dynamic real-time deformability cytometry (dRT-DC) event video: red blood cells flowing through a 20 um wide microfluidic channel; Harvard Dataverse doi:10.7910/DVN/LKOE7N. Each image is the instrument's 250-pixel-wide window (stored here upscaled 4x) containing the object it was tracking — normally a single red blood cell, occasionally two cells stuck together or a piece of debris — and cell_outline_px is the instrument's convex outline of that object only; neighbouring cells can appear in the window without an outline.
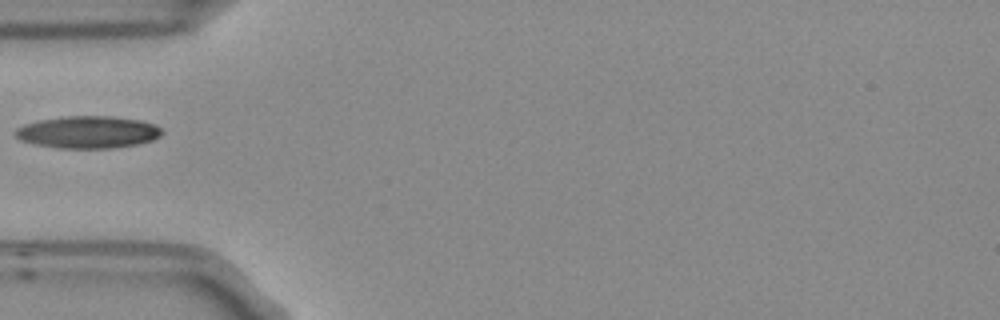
{"species": "Egyptian fruit bat (a non-hibernating species)", "species_latin": "Rousettus aegyptiacus", "temperature_condition": "room temperature", "stored_images_in_passage": 1, "camera_frame_rate_fps": 3000, "um_per_image_px": 0.085, "frame": {"image": 1, "passage_image": 1, "time_ms": 0.0, "image_size_px": [1000, 320], "cell_outline_px": [[164, 132], [160, 136], [152, 140], [136, 144], [112, 148], [60, 148], [36, 144], [20, 140], [12, 132], [16, 128], [24, 124], [40, 120], [68, 116], [112, 116], [140, 120], [156, 124]], "centroid_in_image_um": [7.48, 11.23], "position_along_channel_um": 77.5, "area_um2": 27.51}}